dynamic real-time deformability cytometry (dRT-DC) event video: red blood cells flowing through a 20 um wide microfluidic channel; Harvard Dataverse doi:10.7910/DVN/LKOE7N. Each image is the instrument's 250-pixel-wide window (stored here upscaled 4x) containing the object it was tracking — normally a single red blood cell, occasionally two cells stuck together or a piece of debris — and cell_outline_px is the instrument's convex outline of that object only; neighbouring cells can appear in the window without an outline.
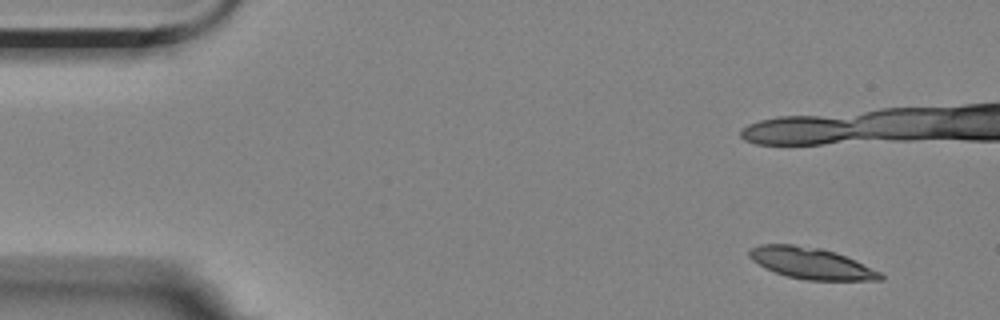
{"species": "Egyptian fruit bat (a non-hibernating species)", "species_latin": "Rousettus aegyptiacus", "temperature_condition": "room temperature", "stored_images_in_passage": 5, "camera_frame_rate_fps": 3000, "um_per_image_px": 0.085, "animal": {"sex": "female"}, "frame": {"image": 1, "passage_image": 1, "time_ms": 0.0, "image_size_px": [1000, 320], "cell_outline_px": [[884, 280], [808, 280], [788, 276], [764, 268], [752, 260], [748, 256], [748, 252], [752, 248], [760, 244], [792, 244], [820, 248], [836, 252], [880, 272], [884, 276]], "centroid_in_image_um": [68.92, 22.37], "position_along_channel_um": 16.1, "area_um2": 23.7}}